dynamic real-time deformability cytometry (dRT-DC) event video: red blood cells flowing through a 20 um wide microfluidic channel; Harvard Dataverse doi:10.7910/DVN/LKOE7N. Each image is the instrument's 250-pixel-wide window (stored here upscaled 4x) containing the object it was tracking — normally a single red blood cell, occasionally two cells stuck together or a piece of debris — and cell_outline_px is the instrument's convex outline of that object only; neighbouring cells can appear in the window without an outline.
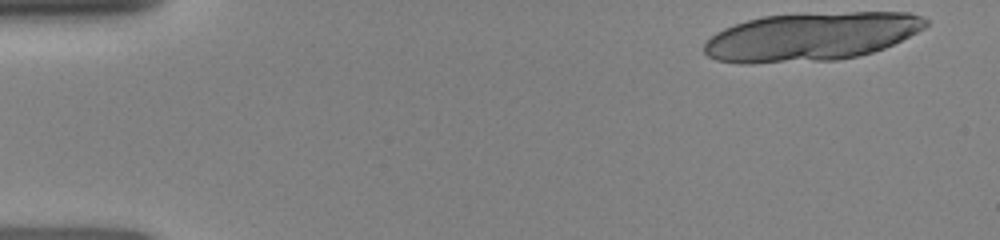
{"species": "human", "species_latin": "Homo sapiens", "temperature_condition": "room temperature", "stored_images_in_passage": 15, "camera_frame_rate_fps": 3000, "um_per_image_px": 0.085, "donor": {"sex": "female"}, "frame": {"image": 1, "passage_image": 1, "time_ms": 0.0, "image_size_px": [1000, 240], "cell_outline_px": [[928, 24], [924, 28], [884, 48], [872, 52], [856, 56], [836, 60], [752, 64], [740, 64], [716, 60], [708, 56], [704, 52], [704, 44], [716, 32], [724, 28], [748, 20], [764, 16], [852, 12], [908, 12], [920, 16], [928, 20]], "centroid_in_image_um": [68.92, 3.13], "position_along_channel_um": 16.1, "area_um2": 62.25}}